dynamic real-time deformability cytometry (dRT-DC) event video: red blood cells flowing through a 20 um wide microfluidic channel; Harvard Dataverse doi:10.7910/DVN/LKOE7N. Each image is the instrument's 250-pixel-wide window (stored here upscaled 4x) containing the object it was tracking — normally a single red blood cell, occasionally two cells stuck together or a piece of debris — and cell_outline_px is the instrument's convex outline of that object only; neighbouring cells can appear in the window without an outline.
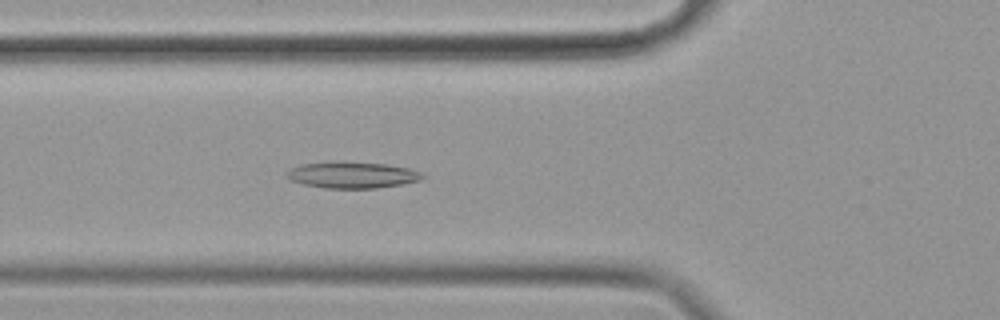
{"species": "common noctule bat (a hibernating species)", "species_latin": "Nyctalus noctula", "temperature_condition": "cold", "stored_images_in_passage": 57, "camera_frame_rate_fps": 3000, "um_per_image_px": 0.085, "animal": {"sex": "female", "body_mass_g": 19.9}, "frame": {"image": 1, "passage_image": 20, "time_ms": 6.333, "image_size_px": [1000, 320], "cell_outline_px": [[428, 176], [420, 180], [400, 184], [376, 188], [324, 188], [304, 184], [288, 180], [284, 172], [300, 164], [332, 160], [388, 164], [408, 168], [420, 172]], "centroid_in_image_um": [29.89, 14.85], "position_along_channel_um": 95.9, "area_um2": 21.27}}
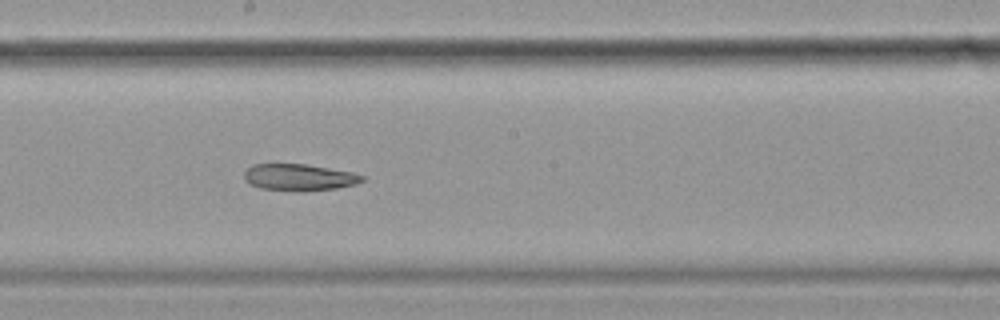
{"frame": {"image": 2, "passage_image": 31, "time_ms": 10.0, "image_size_px": [1000, 320], "cell_outline_px": [[368, 180], [356, 184], [336, 188], [300, 192], [292, 192], [260, 188], [248, 184], [244, 180], [244, 172], [252, 164], [304, 164], [352, 172], [364, 176]], "centroid_in_image_um": [25.42, 15.09], "position_along_channel_um": 222.8, "area_um2": 18.67}}
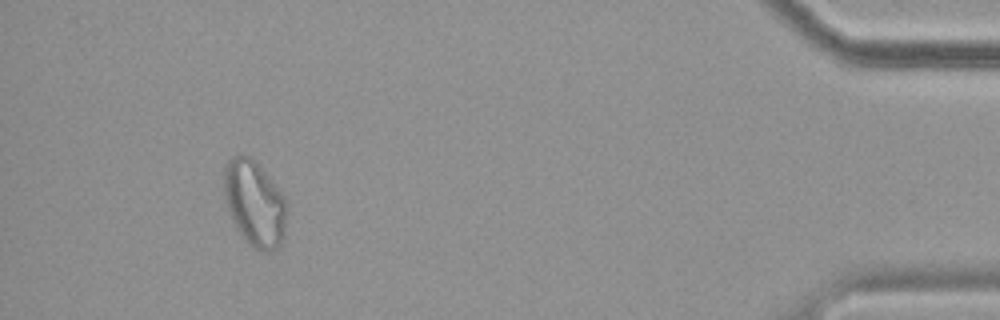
{"frame": {"image": 3, "passage_image": 53, "time_ms": 17.333, "image_size_px": [1000, 320], "cell_outline_px": [[288, 204], [284, 240], [272, 252], [260, 252], [248, 244], [232, 220], [224, 196], [224, 168], [228, 160], [232, 156], [248, 156], [264, 172], [284, 196]], "centroid_in_image_um": [21.66, 17.35], "position_along_channel_um": 413.5, "area_um2": 31.27}}